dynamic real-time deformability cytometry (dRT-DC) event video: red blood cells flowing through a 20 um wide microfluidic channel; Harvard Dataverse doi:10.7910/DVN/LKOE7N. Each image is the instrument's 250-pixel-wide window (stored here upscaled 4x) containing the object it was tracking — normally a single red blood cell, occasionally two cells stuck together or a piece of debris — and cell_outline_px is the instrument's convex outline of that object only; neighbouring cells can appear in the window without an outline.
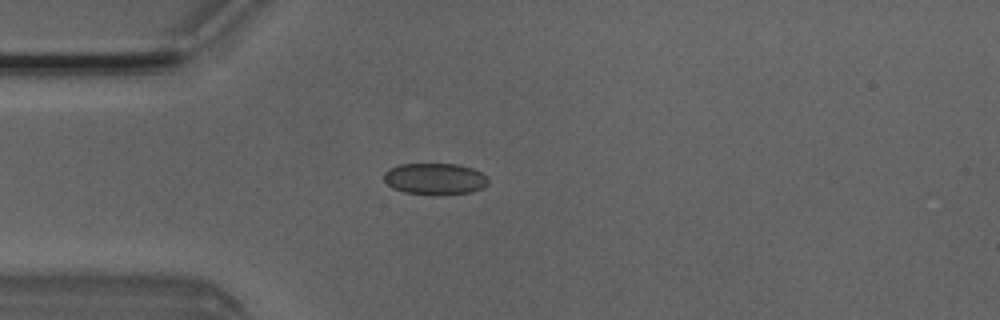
{"species": "Egyptian fruit bat (a non-hibernating species)", "species_latin": "Rousettus aegyptiacus", "temperature_condition": "room temperature", "stored_images_in_passage": 4, "camera_frame_rate_fps": 3000, "um_per_image_px": 0.085, "animal": {"sex": "male"}, "frame": {"image": 1, "passage_image": 4, "time_ms": 1.0, "image_size_px": [1000, 320], "cell_outline_px": [[488, 184], [484, 188], [468, 192], [404, 192], [392, 188], [384, 180], [384, 172], [388, 168], [400, 164], [456, 164], [472, 168], [488, 176]], "centroid_in_image_um": [36.96, 15.15], "position_along_channel_um": 48.0, "area_um2": 18.5}}